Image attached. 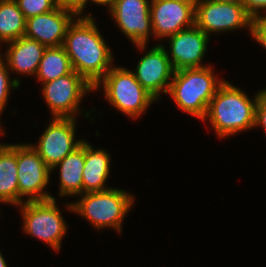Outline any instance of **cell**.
Listing matches in <instances>:
<instances>
[{
	"mask_svg": "<svg viewBox=\"0 0 266 267\" xmlns=\"http://www.w3.org/2000/svg\"><path fill=\"white\" fill-rule=\"evenodd\" d=\"M169 46L167 55L173 69L201 68L206 51H208L209 36L196 25L186 28L167 37ZM170 50V53H169Z\"/></svg>",
	"mask_w": 266,
	"mask_h": 267,
	"instance_id": "14",
	"label": "cell"
},
{
	"mask_svg": "<svg viewBox=\"0 0 266 267\" xmlns=\"http://www.w3.org/2000/svg\"><path fill=\"white\" fill-rule=\"evenodd\" d=\"M242 4L252 19L261 16L262 11H266V0H243Z\"/></svg>",
	"mask_w": 266,
	"mask_h": 267,
	"instance_id": "26",
	"label": "cell"
},
{
	"mask_svg": "<svg viewBox=\"0 0 266 267\" xmlns=\"http://www.w3.org/2000/svg\"><path fill=\"white\" fill-rule=\"evenodd\" d=\"M262 91L258 90L252 100L245 91L225 80L210 101L203 121L208 120L219 139L252 130L256 104Z\"/></svg>",
	"mask_w": 266,
	"mask_h": 267,
	"instance_id": "2",
	"label": "cell"
},
{
	"mask_svg": "<svg viewBox=\"0 0 266 267\" xmlns=\"http://www.w3.org/2000/svg\"><path fill=\"white\" fill-rule=\"evenodd\" d=\"M163 45L164 43H159L149 49L138 60L135 71H132L143 88L158 101L162 91L164 94L168 93L175 72L167 55V48Z\"/></svg>",
	"mask_w": 266,
	"mask_h": 267,
	"instance_id": "13",
	"label": "cell"
},
{
	"mask_svg": "<svg viewBox=\"0 0 266 267\" xmlns=\"http://www.w3.org/2000/svg\"><path fill=\"white\" fill-rule=\"evenodd\" d=\"M251 36L266 49V13L252 20Z\"/></svg>",
	"mask_w": 266,
	"mask_h": 267,
	"instance_id": "24",
	"label": "cell"
},
{
	"mask_svg": "<svg viewBox=\"0 0 266 267\" xmlns=\"http://www.w3.org/2000/svg\"><path fill=\"white\" fill-rule=\"evenodd\" d=\"M72 70L69 56L63 46L47 47L35 77L39 82L46 83L69 74Z\"/></svg>",
	"mask_w": 266,
	"mask_h": 267,
	"instance_id": "21",
	"label": "cell"
},
{
	"mask_svg": "<svg viewBox=\"0 0 266 267\" xmlns=\"http://www.w3.org/2000/svg\"><path fill=\"white\" fill-rule=\"evenodd\" d=\"M90 0H58L61 7L72 11L77 16H83V12Z\"/></svg>",
	"mask_w": 266,
	"mask_h": 267,
	"instance_id": "27",
	"label": "cell"
},
{
	"mask_svg": "<svg viewBox=\"0 0 266 267\" xmlns=\"http://www.w3.org/2000/svg\"><path fill=\"white\" fill-rule=\"evenodd\" d=\"M76 120V118H52L37 145L30 143L50 169L85 141L75 139Z\"/></svg>",
	"mask_w": 266,
	"mask_h": 267,
	"instance_id": "11",
	"label": "cell"
},
{
	"mask_svg": "<svg viewBox=\"0 0 266 267\" xmlns=\"http://www.w3.org/2000/svg\"><path fill=\"white\" fill-rule=\"evenodd\" d=\"M150 1L153 36L160 42L195 25L196 0Z\"/></svg>",
	"mask_w": 266,
	"mask_h": 267,
	"instance_id": "12",
	"label": "cell"
},
{
	"mask_svg": "<svg viewBox=\"0 0 266 267\" xmlns=\"http://www.w3.org/2000/svg\"><path fill=\"white\" fill-rule=\"evenodd\" d=\"M5 134V131H3V130H0V135H4ZM5 144H2L1 142H0V149L4 146Z\"/></svg>",
	"mask_w": 266,
	"mask_h": 267,
	"instance_id": "31",
	"label": "cell"
},
{
	"mask_svg": "<svg viewBox=\"0 0 266 267\" xmlns=\"http://www.w3.org/2000/svg\"><path fill=\"white\" fill-rule=\"evenodd\" d=\"M114 0H90L91 3H94L96 5H100V6H107V8L112 4Z\"/></svg>",
	"mask_w": 266,
	"mask_h": 267,
	"instance_id": "28",
	"label": "cell"
},
{
	"mask_svg": "<svg viewBox=\"0 0 266 267\" xmlns=\"http://www.w3.org/2000/svg\"><path fill=\"white\" fill-rule=\"evenodd\" d=\"M10 71L8 70L7 64L0 52V115L6 108L8 98L10 97L11 89H18L21 85V81L18 78L10 79ZM1 119V116H0Z\"/></svg>",
	"mask_w": 266,
	"mask_h": 267,
	"instance_id": "22",
	"label": "cell"
},
{
	"mask_svg": "<svg viewBox=\"0 0 266 267\" xmlns=\"http://www.w3.org/2000/svg\"><path fill=\"white\" fill-rule=\"evenodd\" d=\"M56 201H25L17 207H20L22 214L23 232L40 239L51 249L59 252L68 227Z\"/></svg>",
	"mask_w": 266,
	"mask_h": 267,
	"instance_id": "6",
	"label": "cell"
},
{
	"mask_svg": "<svg viewBox=\"0 0 266 267\" xmlns=\"http://www.w3.org/2000/svg\"><path fill=\"white\" fill-rule=\"evenodd\" d=\"M0 267H8L7 261H5V258L2 255L1 249H0Z\"/></svg>",
	"mask_w": 266,
	"mask_h": 267,
	"instance_id": "29",
	"label": "cell"
},
{
	"mask_svg": "<svg viewBox=\"0 0 266 267\" xmlns=\"http://www.w3.org/2000/svg\"><path fill=\"white\" fill-rule=\"evenodd\" d=\"M77 15L60 5L49 11L26 19L25 36L46 47H58L64 43L70 24Z\"/></svg>",
	"mask_w": 266,
	"mask_h": 267,
	"instance_id": "15",
	"label": "cell"
},
{
	"mask_svg": "<svg viewBox=\"0 0 266 267\" xmlns=\"http://www.w3.org/2000/svg\"><path fill=\"white\" fill-rule=\"evenodd\" d=\"M262 127L266 134V88L260 93L255 109L254 128Z\"/></svg>",
	"mask_w": 266,
	"mask_h": 267,
	"instance_id": "25",
	"label": "cell"
},
{
	"mask_svg": "<svg viewBox=\"0 0 266 267\" xmlns=\"http://www.w3.org/2000/svg\"><path fill=\"white\" fill-rule=\"evenodd\" d=\"M150 2L149 0H114L108 7L120 31L141 52H144L148 46L149 36L153 37Z\"/></svg>",
	"mask_w": 266,
	"mask_h": 267,
	"instance_id": "10",
	"label": "cell"
},
{
	"mask_svg": "<svg viewBox=\"0 0 266 267\" xmlns=\"http://www.w3.org/2000/svg\"><path fill=\"white\" fill-rule=\"evenodd\" d=\"M101 85L109 104L128 118H140L157 101L137 81L134 73L124 67L114 65L96 84L94 91Z\"/></svg>",
	"mask_w": 266,
	"mask_h": 267,
	"instance_id": "5",
	"label": "cell"
},
{
	"mask_svg": "<svg viewBox=\"0 0 266 267\" xmlns=\"http://www.w3.org/2000/svg\"><path fill=\"white\" fill-rule=\"evenodd\" d=\"M19 205L25 201L55 199L45 189L50 183L51 169L30 144L16 143ZM24 197L27 199L24 201Z\"/></svg>",
	"mask_w": 266,
	"mask_h": 267,
	"instance_id": "8",
	"label": "cell"
},
{
	"mask_svg": "<svg viewBox=\"0 0 266 267\" xmlns=\"http://www.w3.org/2000/svg\"><path fill=\"white\" fill-rule=\"evenodd\" d=\"M252 20L243 4L196 0L195 25L209 37L213 33L230 32L240 28H246L252 34Z\"/></svg>",
	"mask_w": 266,
	"mask_h": 267,
	"instance_id": "9",
	"label": "cell"
},
{
	"mask_svg": "<svg viewBox=\"0 0 266 267\" xmlns=\"http://www.w3.org/2000/svg\"><path fill=\"white\" fill-rule=\"evenodd\" d=\"M111 155L105 149H95L85 141V163L82 173L83 193L105 191L110 174Z\"/></svg>",
	"mask_w": 266,
	"mask_h": 267,
	"instance_id": "17",
	"label": "cell"
},
{
	"mask_svg": "<svg viewBox=\"0 0 266 267\" xmlns=\"http://www.w3.org/2000/svg\"><path fill=\"white\" fill-rule=\"evenodd\" d=\"M219 2H228V3H236V4H242L243 0H216Z\"/></svg>",
	"mask_w": 266,
	"mask_h": 267,
	"instance_id": "30",
	"label": "cell"
},
{
	"mask_svg": "<svg viewBox=\"0 0 266 267\" xmlns=\"http://www.w3.org/2000/svg\"><path fill=\"white\" fill-rule=\"evenodd\" d=\"M26 19L15 0H0V45L25 35Z\"/></svg>",
	"mask_w": 266,
	"mask_h": 267,
	"instance_id": "20",
	"label": "cell"
},
{
	"mask_svg": "<svg viewBox=\"0 0 266 267\" xmlns=\"http://www.w3.org/2000/svg\"><path fill=\"white\" fill-rule=\"evenodd\" d=\"M212 69L209 64L201 68L176 70L167 93L180 110L202 121L218 87L225 81L218 79Z\"/></svg>",
	"mask_w": 266,
	"mask_h": 267,
	"instance_id": "3",
	"label": "cell"
},
{
	"mask_svg": "<svg viewBox=\"0 0 266 267\" xmlns=\"http://www.w3.org/2000/svg\"><path fill=\"white\" fill-rule=\"evenodd\" d=\"M85 163V141L52 169H59V197L79 196L83 194L82 173ZM58 167V168H57Z\"/></svg>",
	"mask_w": 266,
	"mask_h": 267,
	"instance_id": "18",
	"label": "cell"
},
{
	"mask_svg": "<svg viewBox=\"0 0 266 267\" xmlns=\"http://www.w3.org/2000/svg\"><path fill=\"white\" fill-rule=\"evenodd\" d=\"M42 95L51 111L52 118H76L86 93L94 91L82 76L72 70L69 74L42 83Z\"/></svg>",
	"mask_w": 266,
	"mask_h": 267,
	"instance_id": "7",
	"label": "cell"
},
{
	"mask_svg": "<svg viewBox=\"0 0 266 267\" xmlns=\"http://www.w3.org/2000/svg\"><path fill=\"white\" fill-rule=\"evenodd\" d=\"M79 197L78 201L65 204L68 211L85 217L98 230L111 228L122 233L123 220L134 206L135 197L131 193L111 187L105 191L83 193Z\"/></svg>",
	"mask_w": 266,
	"mask_h": 267,
	"instance_id": "4",
	"label": "cell"
},
{
	"mask_svg": "<svg viewBox=\"0 0 266 267\" xmlns=\"http://www.w3.org/2000/svg\"><path fill=\"white\" fill-rule=\"evenodd\" d=\"M4 59L8 70L21 75H36L43 53L47 48L35 39L25 35L6 43Z\"/></svg>",
	"mask_w": 266,
	"mask_h": 267,
	"instance_id": "16",
	"label": "cell"
},
{
	"mask_svg": "<svg viewBox=\"0 0 266 267\" xmlns=\"http://www.w3.org/2000/svg\"><path fill=\"white\" fill-rule=\"evenodd\" d=\"M16 144L0 149V203L19 205Z\"/></svg>",
	"mask_w": 266,
	"mask_h": 267,
	"instance_id": "19",
	"label": "cell"
},
{
	"mask_svg": "<svg viewBox=\"0 0 266 267\" xmlns=\"http://www.w3.org/2000/svg\"><path fill=\"white\" fill-rule=\"evenodd\" d=\"M25 19L53 11L59 6L58 0H15Z\"/></svg>",
	"mask_w": 266,
	"mask_h": 267,
	"instance_id": "23",
	"label": "cell"
},
{
	"mask_svg": "<svg viewBox=\"0 0 266 267\" xmlns=\"http://www.w3.org/2000/svg\"><path fill=\"white\" fill-rule=\"evenodd\" d=\"M83 15L70 24L62 46L72 69L95 87L113 67L114 57L93 17L87 13Z\"/></svg>",
	"mask_w": 266,
	"mask_h": 267,
	"instance_id": "1",
	"label": "cell"
}]
</instances>
